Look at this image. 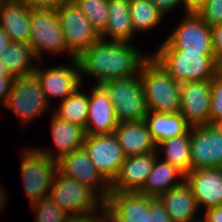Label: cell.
I'll return each instance as SVG.
<instances>
[{
  "label": "cell",
  "mask_w": 222,
  "mask_h": 222,
  "mask_svg": "<svg viewBox=\"0 0 222 222\" xmlns=\"http://www.w3.org/2000/svg\"><path fill=\"white\" fill-rule=\"evenodd\" d=\"M190 129L191 171L222 168V134L213 125Z\"/></svg>",
  "instance_id": "obj_12"
},
{
  "label": "cell",
  "mask_w": 222,
  "mask_h": 222,
  "mask_svg": "<svg viewBox=\"0 0 222 222\" xmlns=\"http://www.w3.org/2000/svg\"><path fill=\"white\" fill-rule=\"evenodd\" d=\"M64 34L67 50L72 59L96 43L100 35L93 28L86 15L74 2H69L57 10Z\"/></svg>",
  "instance_id": "obj_9"
},
{
  "label": "cell",
  "mask_w": 222,
  "mask_h": 222,
  "mask_svg": "<svg viewBox=\"0 0 222 222\" xmlns=\"http://www.w3.org/2000/svg\"><path fill=\"white\" fill-rule=\"evenodd\" d=\"M153 5L165 15L172 8L174 9L182 0H150Z\"/></svg>",
  "instance_id": "obj_40"
},
{
  "label": "cell",
  "mask_w": 222,
  "mask_h": 222,
  "mask_svg": "<svg viewBox=\"0 0 222 222\" xmlns=\"http://www.w3.org/2000/svg\"><path fill=\"white\" fill-rule=\"evenodd\" d=\"M41 85L34 74L14 79L11 92L4 107L10 108L20 121L26 124L49 108Z\"/></svg>",
  "instance_id": "obj_10"
},
{
  "label": "cell",
  "mask_w": 222,
  "mask_h": 222,
  "mask_svg": "<svg viewBox=\"0 0 222 222\" xmlns=\"http://www.w3.org/2000/svg\"><path fill=\"white\" fill-rule=\"evenodd\" d=\"M196 14L208 27L222 24V0H207Z\"/></svg>",
  "instance_id": "obj_34"
},
{
  "label": "cell",
  "mask_w": 222,
  "mask_h": 222,
  "mask_svg": "<svg viewBox=\"0 0 222 222\" xmlns=\"http://www.w3.org/2000/svg\"><path fill=\"white\" fill-rule=\"evenodd\" d=\"M91 92L85 134H113L119 123L106 88L102 84H97Z\"/></svg>",
  "instance_id": "obj_16"
},
{
  "label": "cell",
  "mask_w": 222,
  "mask_h": 222,
  "mask_svg": "<svg viewBox=\"0 0 222 222\" xmlns=\"http://www.w3.org/2000/svg\"><path fill=\"white\" fill-rule=\"evenodd\" d=\"M31 8L24 0H4L0 6V28L11 42L28 44Z\"/></svg>",
  "instance_id": "obj_20"
},
{
  "label": "cell",
  "mask_w": 222,
  "mask_h": 222,
  "mask_svg": "<svg viewBox=\"0 0 222 222\" xmlns=\"http://www.w3.org/2000/svg\"><path fill=\"white\" fill-rule=\"evenodd\" d=\"M211 80L180 85V111L190 126L210 125Z\"/></svg>",
  "instance_id": "obj_14"
},
{
  "label": "cell",
  "mask_w": 222,
  "mask_h": 222,
  "mask_svg": "<svg viewBox=\"0 0 222 222\" xmlns=\"http://www.w3.org/2000/svg\"><path fill=\"white\" fill-rule=\"evenodd\" d=\"M222 119V76L211 80L210 125Z\"/></svg>",
  "instance_id": "obj_33"
},
{
  "label": "cell",
  "mask_w": 222,
  "mask_h": 222,
  "mask_svg": "<svg viewBox=\"0 0 222 222\" xmlns=\"http://www.w3.org/2000/svg\"><path fill=\"white\" fill-rule=\"evenodd\" d=\"M56 174L48 197L57 203L65 213L83 215L96 213L98 206L101 207V210L104 208L105 201L98 197L97 193L88 185L80 183L74 178L63 176L58 171Z\"/></svg>",
  "instance_id": "obj_4"
},
{
  "label": "cell",
  "mask_w": 222,
  "mask_h": 222,
  "mask_svg": "<svg viewBox=\"0 0 222 222\" xmlns=\"http://www.w3.org/2000/svg\"><path fill=\"white\" fill-rule=\"evenodd\" d=\"M31 9L58 10L71 0H24Z\"/></svg>",
  "instance_id": "obj_37"
},
{
  "label": "cell",
  "mask_w": 222,
  "mask_h": 222,
  "mask_svg": "<svg viewBox=\"0 0 222 222\" xmlns=\"http://www.w3.org/2000/svg\"><path fill=\"white\" fill-rule=\"evenodd\" d=\"M28 45L33 54L41 58L45 51L50 54L69 52L66 47L64 34L58 19L57 10L31 9L30 37Z\"/></svg>",
  "instance_id": "obj_6"
},
{
  "label": "cell",
  "mask_w": 222,
  "mask_h": 222,
  "mask_svg": "<svg viewBox=\"0 0 222 222\" xmlns=\"http://www.w3.org/2000/svg\"><path fill=\"white\" fill-rule=\"evenodd\" d=\"M11 76L6 69L5 65L0 60V77Z\"/></svg>",
  "instance_id": "obj_44"
},
{
  "label": "cell",
  "mask_w": 222,
  "mask_h": 222,
  "mask_svg": "<svg viewBox=\"0 0 222 222\" xmlns=\"http://www.w3.org/2000/svg\"><path fill=\"white\" fill-rule=\"evenodd\" d=\"M73 2L86 15L93 28L100 35L107 25L108 0H74Z\"/></svg>",
  "instance_id": "obj_31"
},
{
  "label": "cell",
  "mask_w": 222,
  "mask_h": 222,
  "mask_svg": "<svg viewBox=\"0 0 222 222\" xmlns=\"http://www.w3.org/2000/svg\"><path fill=\"white\" fill-rule=\"evenodd\" d=\"M114 135L126 158L157 151L145 120L119 123Z\"/></svg>",
  "instance_id": "obj_21"
},
{
  "label": "cell",
  "mask_w": 222,
  "mask_h": 222,
  "mask_svg": "<svg viewBox=\"0 0 222 222\" xmlns=\"http://www.w3.org/2000/svg\"><path fill=\"white\" fill-rule=\"evenodd\" d=\"M157 152L158 150L144 155L125 158L117 177L110 184V190L139 192L143 188L153 164L159 156V154H156Z\"/></svg>",
  "instance_id": "obj_19"
},
{
  "label": "cell",
  "mask_w": 222,
  "mask_h": 222,
  "mask_svg": "<svg viewBox=\"0 0 222 222\" xmlns=\"http://www.w3.org/2000/svg\"><path fill=\"white\" fill-rule=\"evenodd\" d=\"M143 56V57H142ZM148 56L142 55L128 42L99 39L78 57L81 74L97 79L98 84L126 79L140 72Z\"/></svg>",
  "instance_id": "obj_1"
},
{
  "label": "cell",
  "mask_w": 222,
  "mask_h": 222,
  "mask_svg": "<svg viewBox=\"0 0 222 222\" xmlns=\"http://www.w3.org/2000/svg\"><path fill=\"white\" fill-rule=\"evenodd\" d=\"M186 15L158 51L214 55L210 27L195 13H186Z\"/></svg>",
  "instance_id": "obj_8"
},
{
  "label": "cell",
  "mask_w": 222,
  "mask_h": 222,
  "mask_svg": "<svg viewBox=\"0 0 222 222\" xmlns=\"http://www.w3.org/2000/svg\"><path fill=\"white\" fill-rule=\"evenodd\" d=\"M204 218L206 222H222V206L207 209Z\"/></svg>",
  "instance_id": "obj_41"
},
{
  "label": "cell",
  "mask_w": 222,
  "mask_h": 222,
  "mask_svg": "<svg viewBox=\"0 0 222 222\" xmlns=\"http://www.w3.org/2000/svg\"><path fill=\"white\" fill-rule=\"evenodd\" d=\"M34 58L31 47L23 42L10 41L0 54V60L14 78L32 75L36 70L31 63Z\"/></svg>",
  "instance_id": "obj_27"
},
{
  "label": "cell",
  "mask_w": 222,
  "mask_h": 222,
  "mask_svg": "<svg viewBox=\"0 0 222 222\" xmlns=\"http://www.w3.org/2000/svg\"><path fill=\"white\" fill-rule=\"evenodd\" d=\"M185 181L191 187L198 206L207 209L222 206V168L190 171Z\"/></svg>",
  "instance_id": "obj_18"
},
{
  "label": "cell",
  "mask_w": 222,
  "mask_h": 222,
  "mask_svg": "<svg viewBox=\"0 0 222 222\" xmlns=\"http://www.w3.org/2000/svg\"><path fill=\"white\" fill-rule=\"evenodd\" d=\"M82 147L96 170L111 184L126 158L114 133L86 135Z\"/></svg>",
  "instance_id": "obj_11"
},
{
  "label": "cell",
  "mask_w": 222,
  "mask_h": 222,
  "mask_svg": "<svg viewBox=\"0 0 222 222\" xmlns=\"http://www.w3.org/2000/svg\"><path fill=\"white\" fill-rule=\"evenodd\" d=\"M143 222H171L169 214L157 197L143 208Z\"/></svg>",
  "instance_id": "obj_35"
},
{
  "label": "cell",
  "mask_w": 222,
  "mask_h": 222,
  "mask_svg": "<svg viewBox=\"0 0 222 222\" xmlns=\"http://www.w3.org/2000/svg\"><path fill=\"white\" fill-rule=\"evenodd\" d=\"M147 111L178 113L180 83L171 77L151 56L140 69Z\"/></svg>",
  "instance_id": "obj_2"
},
{
  "label": "cell",
  "mask_w": 222,
  "mask_h": 222,
  "mask_svg": "<svg viewBox=\"0 0 222 222\" xmlns=\"http://www.w3.org/2000/svg\"><path fill=\"white\" fill-rule=\"evenodd\" d=\"M129 0H108V20L100 38L105 40L111 36V41L128 42L134 35L130 17ZM106 36V37H105Z\"/></svg>",
  "instance_id": "obj_24"
},
{
  "label": "cell",
  "mask_w": 222,
  "mask_h": 222,
  "mask_svg": "<svg viewBox=\"0 0 222 222\" xmlns=\"http://www.w3.org/2000/svg\"><path fill=\"white\" fill-rule=\"evenodd\" d=\"M102 217L93 213L83 214V215H69L65 222H107L105 208L102 209Z\"/></svg>",
  "instance_id": "obj_38"
},
{
  "label": "cell",
  "mask_w": 222,
  "mask_h": 222,
  "mask_svg": "<svg viewBox=\"0 0 222 222\" xmlns=\"http://www.w3.org/2000/svg\"><path fill=\"white\" fill-rule=\"evenodd\" d=\"M51 121V133L58 152L52 154L51 150L40 148L37 149L39 152L57 161L62 156L82 148L86 136L83 127L61 120L54 113Z\"/></svg>",
  "instance_id": "obj_22"
},
{
  "label": "cell",
  "mask_w": 222,
  "mask_h": 222,
  "mask_svg": "<svg viewBox=\"0 0 222 222\" xmlns=\"http://www.w3.org/2000/svg\"><path fill=\"white\" fill-rule=\"evenodd\" d=\"M114 106L118 123L145 120L147 108L140 74L102 83Z\"/></svg>",
  "instance_id": "obj_5"
},
{
  "label": "cell",
  "mask_w": 222,
  "mask_h": 222,
  "mask_svg": "<svg viewBox=\"0 0 222 222\" xmlns=\"http://www.w3.org/2000/svg\"><path fill=\"white\" fill-rule=\"evenodd\" d=\"M157 198L169 214L171 222H188L195 219L194 215L199 206L186 181Z\"/></svg>",
  "instance_id": "obj_23"
},
{
  "label": "cell",
  "mask_w": 222,
  "mask_h": 222,
  "mask_svg": "<svg viewBox=\"0 0 222 222\" xmlns=\"http://www.w3.org/2000/svg\"><path fill=\"white\" fill-rule=\"evenodd\" d=\"M129 6L134 33L152 29L164 16L150 0H131Z\"/></svg>",
  "instance_id": "obj_30"
},
{
  "label": "cell",
  "mask_w": 222,
  "mask_h": 222,
  "mask_svg": "<svg viewBox=\"0 0 222 222\" xmlns=\"http://www.w3.org/2000/svg\"><path fill=\"white\" fill-rule=\"evenodd\" d=\"M145 122L156 145L174 136L183 135L190 130V125L179 112L157 113L147 111Z\"/></svg>",
  "instance_id": "obj_25"
},
{
  "label": "cell",
  "mask_w": 222,
  "mask_h": 222,
  "mask_svg": "<svg viewBox=\"0 0 222 222\" xmlns=\"http://www.w3.org/2000/svg\"><path fill=\"white\" fill-rule=\"evenodd\" d=\"M178 176L181 177V180H179L180 182H175L176 178L178 179ZM184 181L185 174L182 171L166 161L159 162L157 157L152 170L139 193L156 198L182 184Z\"/></svg>",
  "instance_id": "obj_26"
},
{
  "label": "cell",
  "mask_w": 222,
  "mask_h": 222,
  "mask_svg": "<svg viewBox=\"0 0 222 222\" xmlns=\"http://www.w3.org/2000/svg\"><path fill=\"white\" fill-rule=\"evenodd\" d=\"M210 30L215 62L219 67L222 64V24L210 27Z\"/></svg>",
  "instance_id": "obj_36"
},
{
  "label": "cell",
  "mask_w": 222,
  "mask_h": 222,
  "mask_svg": "<svg viewBox=\"0 0 222 222\" xmlns=\"http://www.w3.org/2000/svg\"><path fill=\"white\" fill-rule=\"evenodd\" d=\"M153 198L139 192L111 191L104 202L107 222H143V208Z\"/></svg>",
  "instance_id": "obj_17"
},
{
  "label": "cell",
  "mask_w": 222,
  "mask_h": 222,
  "mask_svg": "<svg viewBox=\"0 0 222 222\" xmlns=\"http://www.w3.org/2000/svg\"><path fill=\"white\" fill-rule=\"evenodd\" d=\"M188 222H206V219L205 218H202L201 220L200 219H192V220H190V221H188Z\"/></svg>",
  "instance_id": "obj_46"
},
{
  "label": "cell",
  "mask_w": 222,
  "mask_h": 222,
  "mask_svg": "<svg viewBox=\"0 0 222 222\" xmlns=\"http://www.w3.org/2000/svg\"><path fill=\"white\" fill-rule=\"evenodd\" d=\"M152 58L180 84L212 80L219 70L214 55L184 51H156Z\"/></svg>",
  "instance_id": "obj_3"
},
{
  "label": "cell",
  "mask_w": 222,
  "mask_h": 222,
  "mask_svg": "<svg viewBox=\"0 0 222 222\" xmlns=\"http://www.w3.org/2000/svg\"><path fill=\"white\" fill-rule=\"evenodd\" d=\"M73 66H54L41 69L36 66L33 73L41 85V89L49 102V97H62L65 100L78 87H81L82 75L77 58H73ZM81 75V77H80Z\"/></svg>",
  "instance_id": "obj_15"
},
{
  "label": "cell",
  "mask_w": 222,
  "mask_h": 222,
  "mask_svg": "<svg viewBox=\"0 0 222 222\" xmlns=\"http://www.w3.org/2000/svg\"><path fill=\"white\" fill-rule=\"evenodd\" d=\"M222 134V119L212 124Z\"/></svg>",
  "instance_id": "obj_45"
},
{
  "label": "cell",
  "mask_w": 222,
  "mask_h": 222,
  "mask_svg": "<svg viewBox=\"0 0 222 222\" xmlns=\"http://www.w3.org/2000/svg\"><path fill=\"white\" fill-rule=\"evenodd\" d=\"M31 205L36 213V222H65L69 216L49 197L43 198Z\"/></svg>",
  "instance_id": "obj_32"
},
{
  "label": "cell",
  "mask_w": 222,
  "mask_h": 222,
  "mask_svg": "<svg viewBox=\"0 0 222 222\" xmlns=\"http://www.w3.org/2000/svg\"><path fill=\"white\" fill-rule=\"evenodd\" d=\"M21 157L24 190L33 204L49 196L51 184L57 172V161L35 148L25 149Z\"/></svg>",
  "instance_id": "obj_7"
},
{
  "label": "cell",
  "mask_w": 222,
  "mask_h": 222,
  "mask_svg": "<svg viewBox=\"0 0 222 222\" xmlns=\"http://www.w3.org/2000/svg\"><path fill=\"white\" fill-rule=\"evenodd\" d=\"M162 145L166 162L177 167L185 175L191 171L190 158V131L183 135L174 136L171 139L164 140L157 144Z\"/></svg>",
  "instance_id": "obj_28"
},
{
  "label": "cell",
  "mask_w": 222,
  "mask_h": 222,
  "mask_svg": "<svg viewBox=\"0 0 222 222\" xmlns=\"http://www.w3.org/2000/svg\"><path fill=\"white\" fill-rule=\"evenodd\" d=\"M9 42V36L3 29L0 28V54L4 51Z\"/></svg>",
  "instance_id": "obj_43"
},
{
  "label": "cell",
  "mask_w": 222,
  "mask_h": 222,
  "mask_svg": "<svg viewBox=\"0 0 222 222\" xmlns=\"http://www.w3.org/2000/svg\"><path fill=\"white\" fill-rule=\"evenodd\" d=\"M57 171L63 176L74 178L80 183L88 185L95 192L99 191L98 196L104 201L111 192L110 184L96 170L83 147L57 160Z\"/></svg>",
  "instance_id": "obj_13"
},
{
  "label": "cell",
  "mask_w": 222,
  "mask_h": 222,
  "mask_svg": "<svg viewBox=\"0 0 222 222\" xmlns=\"http://www.w3.org/2000/svg\"><path fill=\"white\" fill-rule=\"evenodd\" d=\"M187 13H197L206 4L207 0H182Z\"/></svg>",
  "instance_id": "obj_42"
},
{
  "label": "cell",
  "mask_w": 222,
  "mask_h": 222,
  "mask_svg": "<svg viewBox=\"0 0 222 222\" xmlns=\"http://www.w3.org/2000/svg\"><path fill=\"white\" fill-rule=\"evenodd\" d=\"M14 77L12 76H5L0 77V102L5 105L7 98L11 92V88L14 82Z\"/></svg>",
  "instance_id": "obj_39"
},
{
  "label": "cell",
  "mask_w": 222,
  "mask_h": 222,
  "mask_svg": "<svg viewBox=\"0 0 222 222\" xmlns=\"http://www.w3.org/2000/svg\"><path fill=\"white\" fill-rule=\"evenodd\" d=\"M218 73L222 76V64L219 66Z\"/></svg>",
  "instance_id": "obj_47"
},
{
  "label": "cell",
  "mask_w": 222,
  "mask_h": 222,
  "mask_svg": "<svg viewBox=\"0 0 222 222\" xmlns=\"http://www.w3.org/2000/svg\"><path fill=\"white\" fill-rule=\"evenodd\" d=\"M59 109L54 114L61 120L81 126L85 129L88 115L89 96L79 92V87L65 100H61Z\"/></svg>",
  "instance_id": "obj_29"
}]
</instances>
